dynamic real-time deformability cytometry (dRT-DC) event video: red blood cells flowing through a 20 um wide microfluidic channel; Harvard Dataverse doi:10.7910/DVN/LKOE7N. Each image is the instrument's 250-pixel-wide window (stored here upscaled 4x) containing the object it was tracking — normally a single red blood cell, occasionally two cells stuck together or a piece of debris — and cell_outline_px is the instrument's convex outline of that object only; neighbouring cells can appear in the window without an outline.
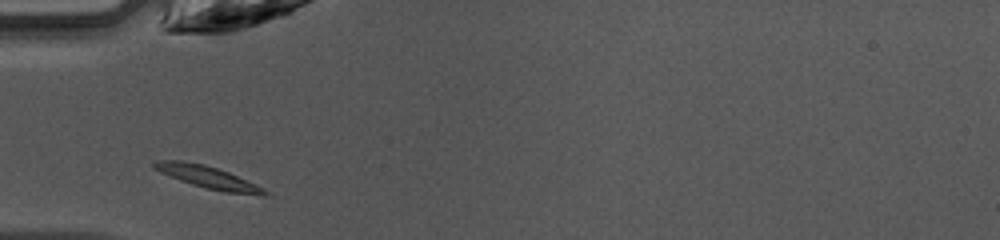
{"species": "common noctule bat (a hibernating species)", "species_latin": "Nyctalus noctula", "temperature_condition": "warm", "stored_images_in_passage": 30, "camera_frame_rate_fps": 3000, "um_per_image_px": 0.085, "animal": {"sex": "female", "body_mass_g": 10.0, "forearm_length_mm": 53.1}, "frame": {"image": 1, "passage_image": 1, "time_ms": 0.0, "image_size_px": [1000, 240], "cell_outline_px": [[272, 196], [260, 196], [224, 192], [192, 184], [180, 180], [160, 172], [152, 168], [152, 164], [156, 160], [180, 160], [204, 164], [228, 172], [256, 184], [272, 192]], "centroid_in_image_um": [17.76, 15.09], "position_along_channel_um": 67.2, "area_um2": 14.57}}
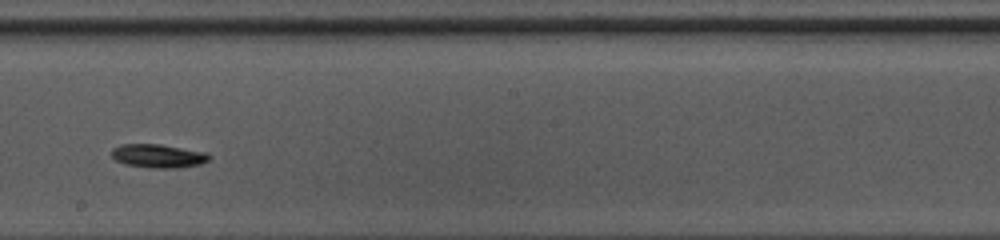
{"frame": {"image": 2, "passage_image": 13, "time_ms": 4.0, "image_size_px": [1000, 240], "cell_outline_px": [[212, 156], [208, 160], [200, 164], [176, 168], [152, 168], [124, 164], [116, 160], [112, 156], [112, 148], [124, 144], [160, 144], [204, 152]], "centroid_in_image_um": [13.44, 13.26], "position_along_channel_um": 234.8, "area_um2": 13.29}}
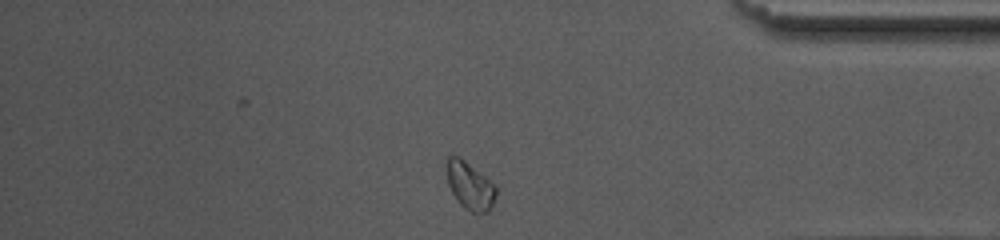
{"frame": {"image": 3, "passage_image": 26, "time_ms": 8.333, "image_size_px": [1000, 240], "cell_outline_px": [[496, 192], [492, 204], [488, 212], [472, 212], [464, 208], [456, 200], [448, 184], [444, 164], [448, 156], [456, 156], [464, 160], [496, 184]], "centroid_in_image_um": [39.91, 15.76], "position_along_channel_um": 395.3, "area_um2": 13.76}, "authors_computed_cell_mechanics": {"area_um2": 12.8316, "velocity_mm_per_s": 4.1833, "shape_relaxation_time_tau1_ms": 6.0412, "shape_relaxation_time_tau2_ms": null, "deformation_change_tau1": 0.1376, "deformation_change_tau2": null}}